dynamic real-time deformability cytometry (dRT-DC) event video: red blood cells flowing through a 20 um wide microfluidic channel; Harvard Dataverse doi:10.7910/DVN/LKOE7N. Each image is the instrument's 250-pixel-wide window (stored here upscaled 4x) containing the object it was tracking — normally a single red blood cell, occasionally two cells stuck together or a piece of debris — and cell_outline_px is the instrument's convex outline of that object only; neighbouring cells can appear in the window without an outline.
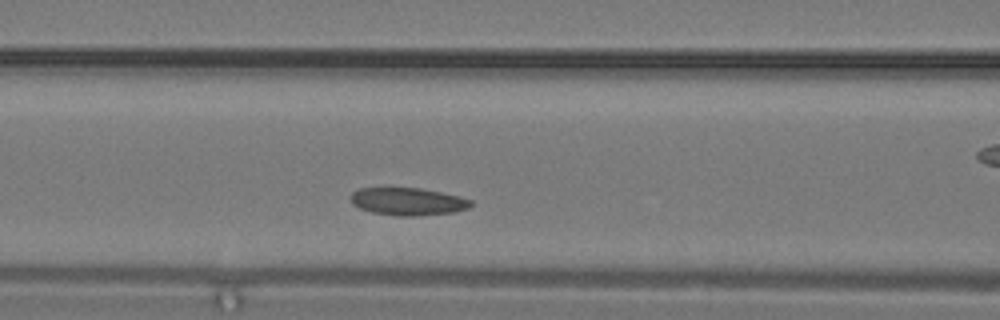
{"species": "common noctule bat (a hibernating species)", "species_latin": "Nyctalus noctula", "temperature_condition": "warm", "stored_images_in_passage": 8, "camera_frame_rate_fps": 3000, "um_per_image_px": 0.085, "animal": {"sex": "male", "body_mass_g": 19.2, "forearm_length_mm": 51.8}, "frame": {"image": 1, "passage_image": 5, "time_ms": 1.333, "image_size_px": [1000, 320], "cell_outline_px": [[472, 204], [468, 208], [452, 212], [416, 216], [396, 216], [372, 212], [360, 208], [352, 204], [348, 196], [356, 188], [380, 184], [388, 184], [420, 188], [460, 196], [472, 200]], "centroid_in_image_um": [34.53, 17.06], "position_along_channel_um": 132.1, "area_um2": 20.46}}